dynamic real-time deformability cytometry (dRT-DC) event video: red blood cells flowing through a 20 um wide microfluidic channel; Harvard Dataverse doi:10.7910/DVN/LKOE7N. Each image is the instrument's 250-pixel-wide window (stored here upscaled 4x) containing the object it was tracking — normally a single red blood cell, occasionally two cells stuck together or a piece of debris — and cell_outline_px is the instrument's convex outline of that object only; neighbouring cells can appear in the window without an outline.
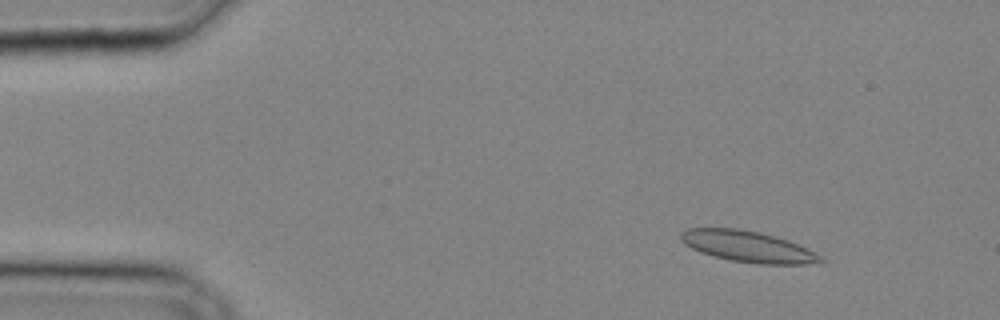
{"species": "common noctule bat (a hibernating species)", "species_latin": "Nyctalus noctula", "temperature_condition": "cold", "stored_images_in_passage": 10, "camera_frame_rate_fps": 3000, "um_per_image_px": 0.085, "animal": {"sex": "male", "body_mass_g": 20.4}, "frame": {"image": 1, "passage_image": 2, "time_ms": 0.333, "image_size_px": [1000, 320], "cell_outline_px": [[824, 264], [760, 264], [732, 260], [712, 256], [700, 252], [684, 244], [680, 240], [680, 232], [688, 228], [740, 228], [760, 232], [776, 236], [788, 240], [808, 248], [824, 256]], "centroid_in_image_um": [63.63, 20.96], "position_along_channel_um": 21.4, "area_um2": 25.78}}
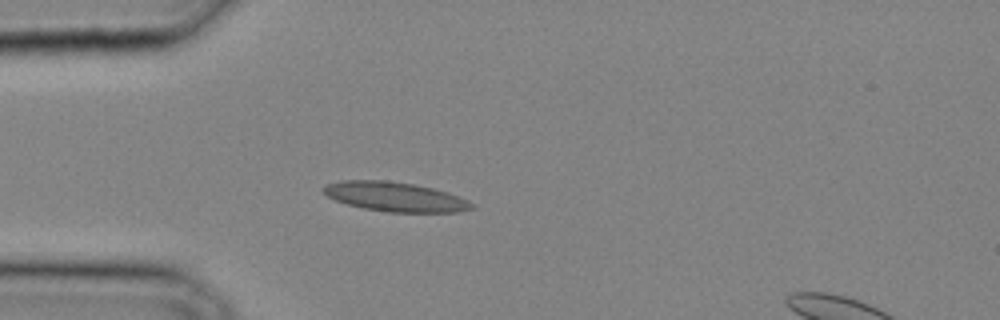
{"frame": {"image": 2, "passage_image": 7, "time_ms": 2.0, "image_size_px": [1000, 320], "cell_outline_px": [[472, 208], [460, 212], [388, 212], [364, 208], [348, 204], [336, 200], [328, 196], [324, 192], [324, 188], [328, 184], [340, 180], [388, 180], [412, 184], [432, 188], [448, 192], [468, 200], [472, 204]], "centroid_in_image_um": [33.6, 16.72], "position_along_channel_um": 51.4, "area_um2": 25.14}}
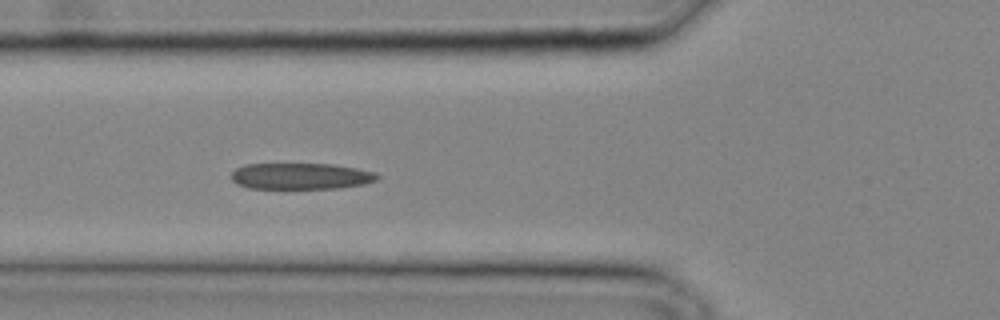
{"frame": {"image": 3, "passage_image": 10, "time_ms": 3.0, "image_size_px": [1000, 320], "cell_outline_px": [[380, 176], [376, 180], [364, 184], [340, 188], [248, 188], [236, 184], [232, 180], [232, 172], [236, 168], [244, 164], [332, 164], [356, 168], [376, 172]], "centroid_in_image_um": [25.57, 14.97], "position_along_channel_um": 100.2, "area_um2": 22.37}}